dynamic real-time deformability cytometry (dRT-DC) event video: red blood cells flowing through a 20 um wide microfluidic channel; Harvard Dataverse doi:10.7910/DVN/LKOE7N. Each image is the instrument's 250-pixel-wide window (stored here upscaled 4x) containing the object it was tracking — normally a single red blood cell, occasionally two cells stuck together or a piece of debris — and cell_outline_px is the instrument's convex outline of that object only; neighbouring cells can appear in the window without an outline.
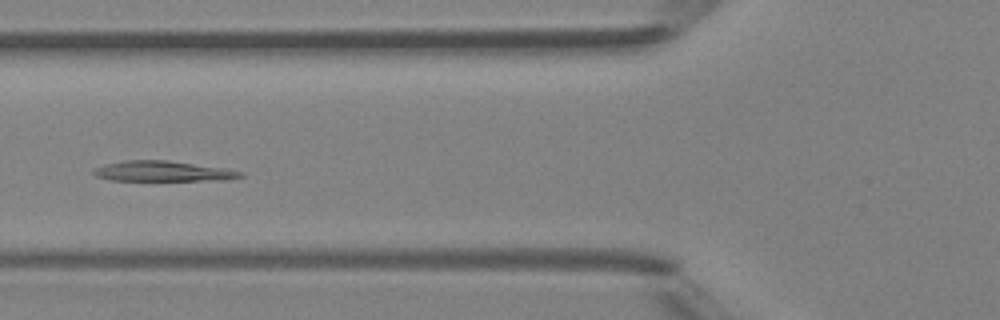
{"species": "Egyptian fruit bat (a non-hibernating species)", "species_latin": "Rousettus aegyptiacus", "temperature_condition": "room temperature", "stored_images_in_passage": 4, "camera_frame_rate_fps": 3000, "um_per_image_px": 0.085, "animal": {"sex": "female"}, "frame": {"image": 1, "passage_image": 4, "time_ms": 4.333, "image_size_px": [1000, 320], "cell_outline_px": [[244, 176], [228, 180], [108, 180], [96, 176], [92, 172], [96, 168], [104, 164], [128, 160], [168, 160], [224, 168], [244, 172]], "centroid_in_image_um": [13.87, 14.55], "position_along_channel_um": 111.9, "area_um2": 17.34}}